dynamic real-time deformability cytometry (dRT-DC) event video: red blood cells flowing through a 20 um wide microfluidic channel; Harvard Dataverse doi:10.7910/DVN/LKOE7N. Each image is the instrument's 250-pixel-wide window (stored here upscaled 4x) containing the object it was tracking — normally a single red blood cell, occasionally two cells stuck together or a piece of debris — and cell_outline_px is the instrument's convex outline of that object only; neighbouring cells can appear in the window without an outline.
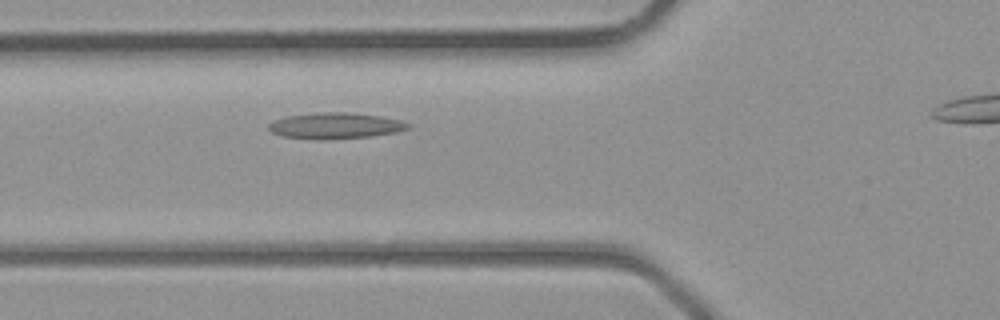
{"species": "common noctule bat (a hibernating species)", "species_latin": "Nyctalus noctula", "temperature_condition": "room temperature", "stored_images_in_passage": 22, "camera_frame_rate_fps": 3000, "um_per_image_px": 0.085, "animal": {"sex": "male", "body_mass_g": 23.1, "forearm_length_mm": 52.7}, "frame": {"image": 1, "passage_image": 4, "time_ms": 1.0, "image_size_px": [1000, 320], "cell_outline_px": [[412, 128], [396, 132], [368, 136], [324, 140], [320, 140], [284, 136], [272, 132], [268, 128], [268, 124], [272, 120], [288, 116], [320, 112], [344, 112], [380, 116], [400, 120], [412, 124]], "centroid_in_image_um": [28.52, 10.68], "position_along_channel_um": 97.3, "area_um2": 21.1}}
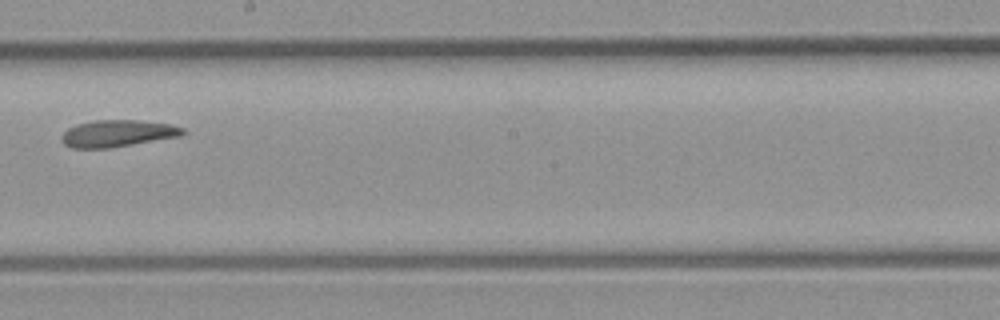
{"frame": {"image": 2, "passage_image": 12, "time_ms": 3.667, "image_size_px": [1000, 320], "cell_outline_px": [[188, 132], [180, 136], [108, 148], [72, 148], [64, 144], [60, 140], [60, 136], [68, 128], [76, 124], [92, 120], [136, 120], [168, 124], [184, 128]], "centroid_in_image_um": [9.95, 11.34], "position_along_channel_um": 238.2, "area_um2": 18.96}}
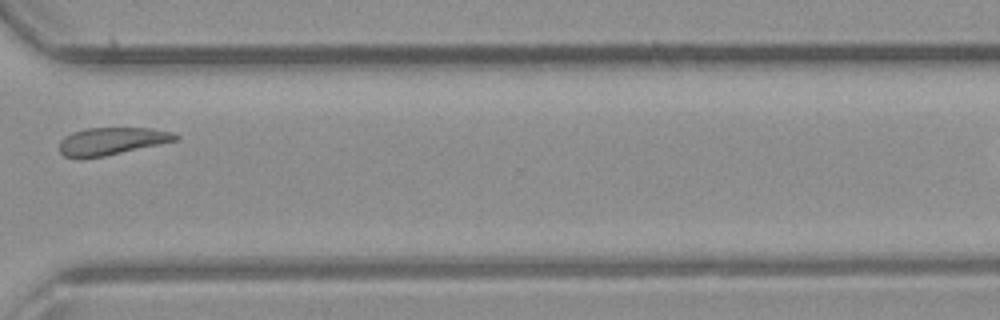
{"frame": {"image": 3, "passage_image": 19, "time_ms": 6.0, "image_size_px": [1000, 320], "cell_outline_px": [[180, 136], [176, 140], [160, 144], [104, 156], [80, 160], [64, 156], [60, 152], [60, 140], [64, 136], [72, 132], [84, 128], [152, 128], [172, 132]], "centroid_in_image_um": [9.44, 12.01], "position_along_channel_um": 361.2, "area_um2": 18.79}}